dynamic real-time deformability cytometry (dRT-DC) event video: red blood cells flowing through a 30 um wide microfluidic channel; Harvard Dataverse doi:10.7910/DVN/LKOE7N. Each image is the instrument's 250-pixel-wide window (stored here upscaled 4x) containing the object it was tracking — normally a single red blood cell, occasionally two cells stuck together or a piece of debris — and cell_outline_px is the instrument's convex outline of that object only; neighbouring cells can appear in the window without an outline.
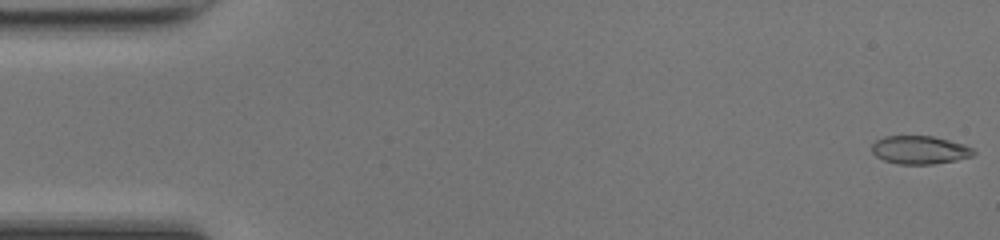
{"species": "common noctule bat (a hibernating species)", "species_latin": "Nyctalus noctula", "temperature_condition": "room temperature", "stored_images_in_passage": 49, "segment_of_instrument_passage": [1, 2], "camera_frame_rate_fps": 3000, "um_per_image_px": 0.085, "animal": {"sex": "female", "body_mass_g": 17.0, "forearm_length_mm": 48.0}, "frame": {"image": 1, "passage_image": 1, "time_ms": 0.0, "image_size_px": [1000, 240], "cell_outline_px": [[976, 152], [972, 156], [956, 160], [932, 164], [896, 164], [884, 160], [876, 156], [872, 152], [872, 144], [876, 140], [884, 136], [932, 136], [964, 144], [972, 148]], "centroid_in_image_um": [78.16, 12.74], "position_along_channel_um": 6.8, "area_um2": 16.7}}
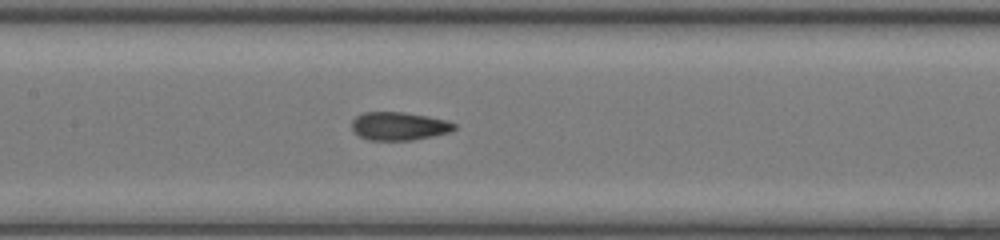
{"frame": {"image": 2, "passage_image": 23, "time_ms": 7.333, "image_size_px": [1000, 240], "cell_outline_px": [[456, 128], [452, 132], [412, 140], [368, 140], [360, 136], [352, 128], [352, 120], [356, 116], [364, 112], [404, 112], [428, 116], [444, 120], [456, 124]], "centroid_in_image_um": [33.93, 10.72], "position_along_channel_um": 173.5, "area_um2": 16.82}}
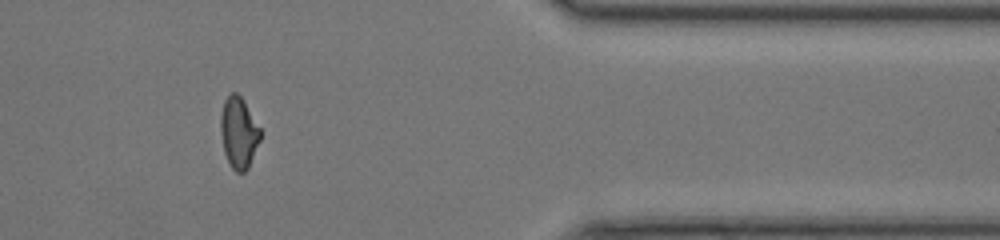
{"frame": {"image": 3, "passage_image": 40, "time_ms": 13.0, "image_size_px": [1000, 240], "cell_outline_px": [[260, 140], [248, 168], [244, 172], [236, 172], [232, 168], [224, 152], [220, 132], [220, 116], [224, 100], [232, 92], [236, 92], [240, 96], [260, 128]], "centroid_in_image_um": [20.27, 11.28], "position_along_channel_um": 391.1, "area_um2": 16.24}}